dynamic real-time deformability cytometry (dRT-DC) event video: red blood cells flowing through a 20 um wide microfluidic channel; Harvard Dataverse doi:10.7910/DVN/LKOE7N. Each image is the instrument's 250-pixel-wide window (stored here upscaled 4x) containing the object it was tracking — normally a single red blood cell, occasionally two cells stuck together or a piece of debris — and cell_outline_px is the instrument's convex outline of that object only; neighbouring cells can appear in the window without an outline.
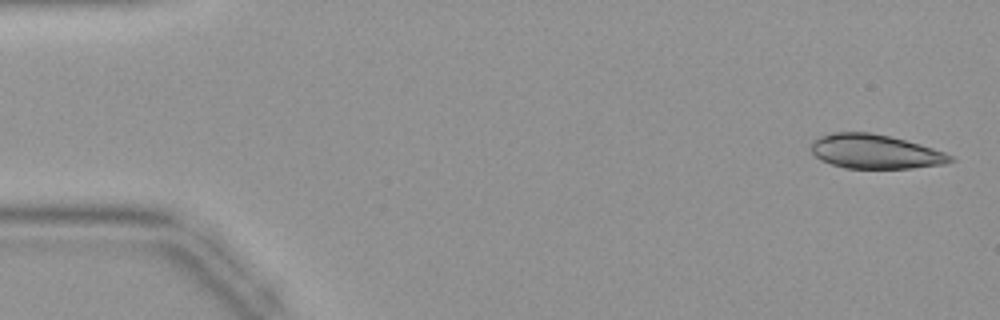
{"species": "common noctule bat (a hibernating species)", "species_latin": "Nyctalus noctula", "temperature_condition": "warm", "stored_images_in_passage": 42, "camera_frame_rate_fps": 3000, "um_per_image_px": 0.085, "animal": {"sex": "female", "body_mass_g": 19.9}, "frame": {"image": 1, "passage_image": 1, "time_ms": 0.0, "image_size_px": [1000, 320], "cell_outline_px": [[956, 160], [944, 164], [912, 168], [844, 168], [820, 160], [812, 152], [812, 144], [820, 136], [832, 132], [868, 132], [888, 136], [920, 144], [944, 152], [952, 156]], "centroid_in_image_um": [74.4, 12.89], "position_along_channel_um": 10.6, "area_um2": 27.51}}
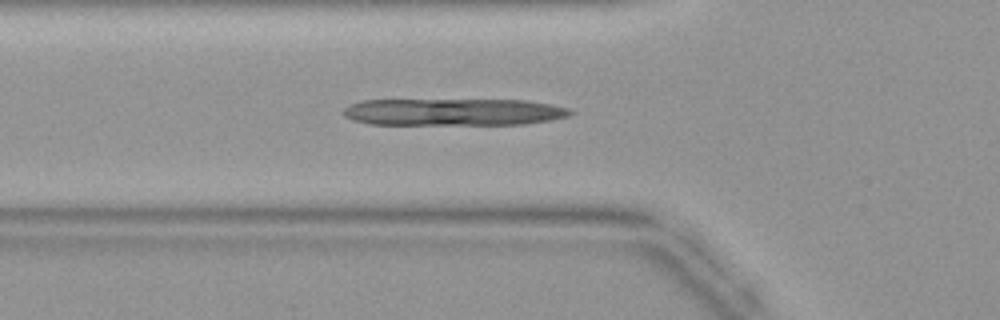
{"frame": {"image": 2, "passage_image": 14, "time_ms": 4.333, "image_size_px": [1000, 320], "cell_outline_px": [[576, 112], [568, 116], [552, 120], [524, 124], [368, 124], [352, 120], [344, 116], [344, 108], [352, 104], [364, 100], [524, 100], [548, 104], [568, 108]], "centroid_in_image_um": [38.56, 9.52], "position_along_channel_um": 87.2, "area_um2": 35.66}}
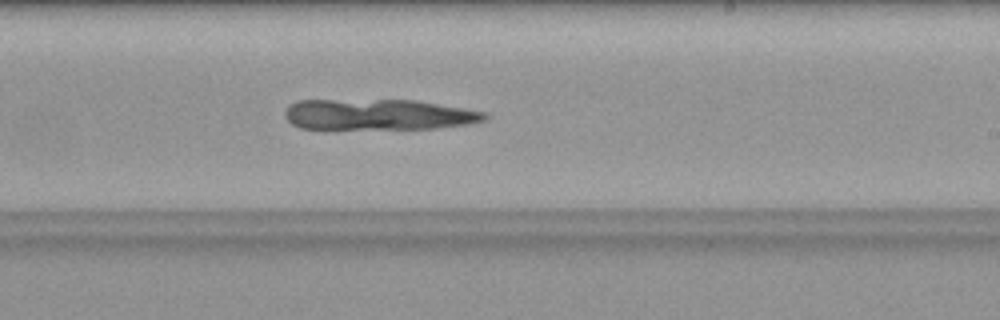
{"frame": {"image": 3, "passage_image": 25, "time_ms": 8.0, "image_size_px": [1000, 320], "cell_outline_px": [[488, 116], [484, 120], [468, 124], [436, 128], [300, 128], [292, 124], [284, 116], [284, 112], [288, 104], [296, 100], [416, 100], [484, 112]], "centroid_in_image_um": [32.1, 9.72], "position_along_channel_um": 256.9, "area_um2": 35.55}}